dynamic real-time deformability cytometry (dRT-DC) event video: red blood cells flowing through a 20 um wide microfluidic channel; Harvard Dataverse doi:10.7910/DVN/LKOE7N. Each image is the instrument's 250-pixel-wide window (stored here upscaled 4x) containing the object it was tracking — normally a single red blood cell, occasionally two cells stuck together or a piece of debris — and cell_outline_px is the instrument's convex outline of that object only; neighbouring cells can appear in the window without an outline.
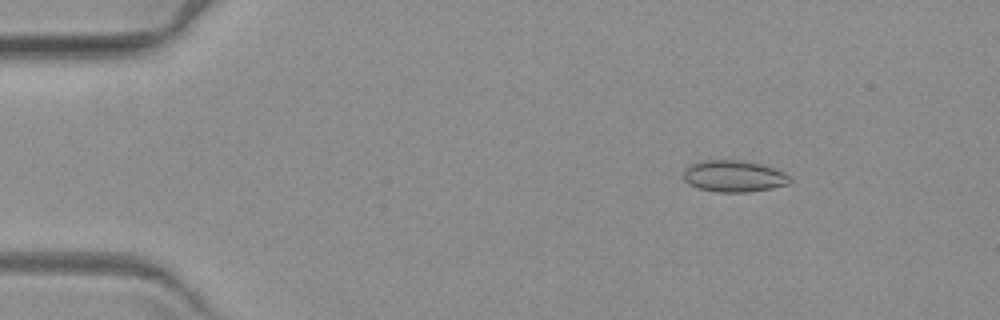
{"species": "common noctule bat (a hibernating species)", "species_latin": "Nyctalus noctula", "temperature_condition": "warm", "stored_images_in_passage": 6, "camera_frame_rate_fps": 3000, "um_per_image_px": 0.085, "animal": {"sex": "female", "body_mass_g": 19.3, "forearm_length_mm": 54.1}, "frame": {"image": 1, "passage_image": 3, "time_ms": 2.333, "image_size_px": [1000, 320], "cell_outline_px": [[792, 180], [788, 184], [772, 188], [748, 192], [716, 192], [700, 188], [688, 184], [684, 180], [684, 168], [688, 164], [700, 160], [736, 160], [760, 164], [784, 172]], "centroid_in_image_um": [62.33, 14.97], "position_along_channel_um": 22.7, "area_um2": 19.59}}
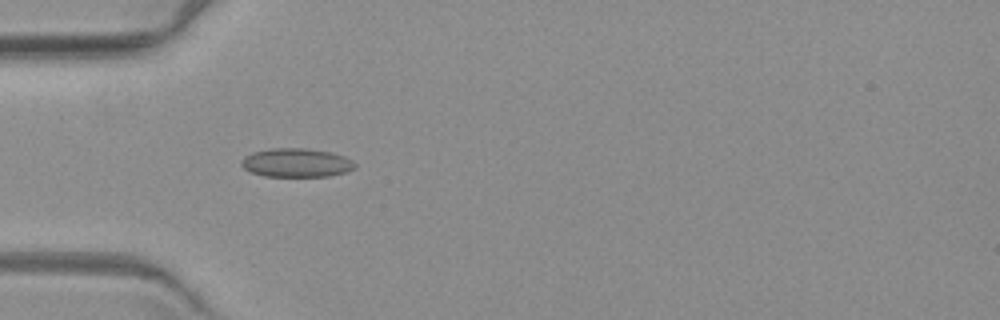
{"frame": {"image": 2, "passage_image": 5, "time_ms": 5.667, "image_size_px": [1000, 320], "cell_outline_px": [[356, 168], [344, 172], [328, 176], [264, 176], [252, 172], [244, 168], [240, 164], [240, 160], [244, 156], [252, 152], [272, 148], [304, 148], [332, 152], [344, 156], [352, 160], [356, 164]], "centroid_in_image_um": [25.18, 13.82], "position_along_channel_um": 59.8, "area_um2": 19.07}}
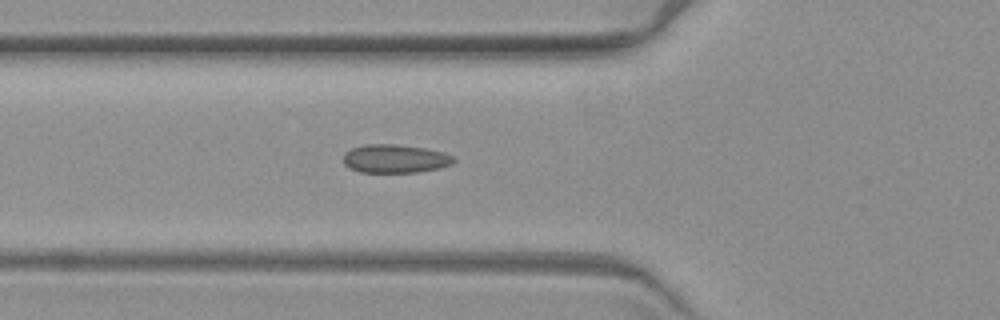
{"frame": {"image": 3, "passage_image": 6, "time_ms": 6.667, "image_size_px": [1000, 320], "cell_outline_px": [[456, 160], [452, 164], [440, 168], [416, 172], [360, 172], [348, 168], [344, 164], [344, 152], [352, 148], [368, 144], [392, 144], [424, 148], [444, 152], [452, 156]], "centroid_in_image_um": [33.57, 13.49], "position_along_channel_um": 92.2, "area_um2": 18.26}}